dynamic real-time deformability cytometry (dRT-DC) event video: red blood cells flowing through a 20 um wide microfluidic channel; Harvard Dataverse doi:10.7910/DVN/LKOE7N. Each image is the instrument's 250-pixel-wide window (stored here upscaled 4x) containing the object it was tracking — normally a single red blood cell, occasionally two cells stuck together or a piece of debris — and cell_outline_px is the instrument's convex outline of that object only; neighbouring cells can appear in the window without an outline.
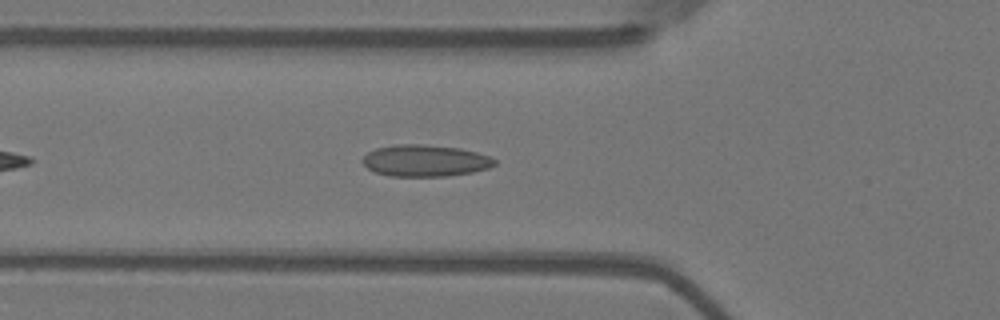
{"species": "Egyptian fruit bat (a non-hibernating species)", "species_latin": "Rousettus aegyptiacus", "temperature_condition": "warm", "stored_images_in_passage": 42, "camera_frame_rate_fps": 3000, "um_per_image_px": 0.085, "animal": {"sex": "female"}, "frame": {"image": 1, "passage_image": 8, "time_ms": 2.333, "image_size_px": [1000, 320], "cell_outline_px": [[496, 164], [488, 168], [472, 172], [448, 176], [388, 176], [376, 172], [368, 168], [360, 160], [368, 152], [376, 148], [396, 144], [420, 144], [460, 148], [476, 152], [488, 156], [496, 160]], "centroid_in_image_um": [36.12, 13.65], "position_along_channel_um": 89.7, "area_um2": 24.33}}
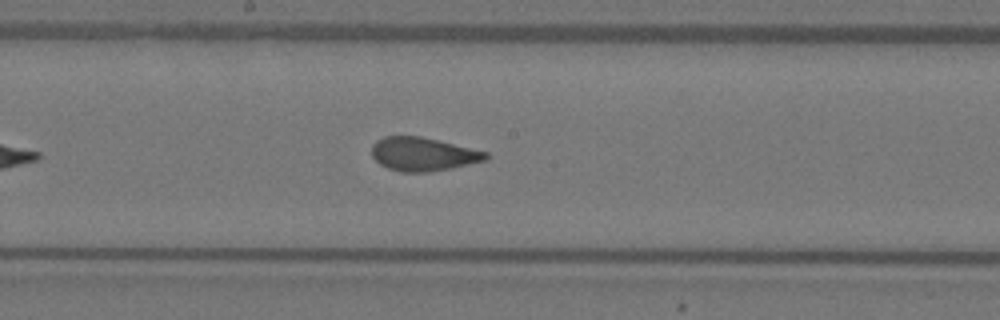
{"frame": {"image": 2, "passage_image": 18, "time_ms": 5.667, "image_size_px": [1000, 320], "cell_outline_px": [[488, 160], [452, 168], [428, 172], [400, 172], [388, 168], [380, 164], [372, 156], [372, 144], [376, 140], [384, 136], [420, 136], [440, 140], [488, 152]], "centroid_in_image_um": [35.97, 13.1], "position_along_channel_um": 212.2, "area_um2": 22.48}}
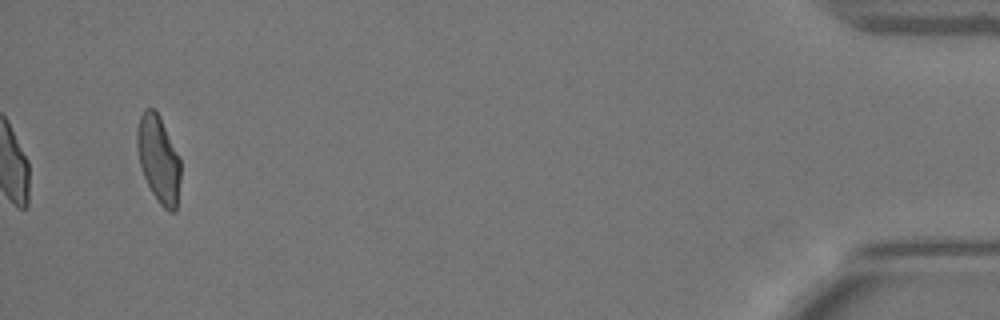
{"frame": {"image": 3, "passage_image": 42, "time_ms": 13.667, "image_size_px": [1000, 320], "cell_outline_px": [[180, 180], [176, 212], [168, 212], [160, 204], [152, 192], [144, 176], [140, 164], [136, 148], [136, 128], [140, 116], [144, 108], [156, 108], [180, 156]], "centroid_in_image_um": [13.48, 13.49], "position_along_channel_um": 421.7, "area_um2": 22.43}, "authors_computed_cell_mechanics": {"area_um2": 22.8599, "velocity_mm_per_s": 3.6585, "shape_relaxation_time_tau1_ms": 8.7394, "shape_relaxation_time_tau2_ms": 0.873, "deformation_change_tau1": 0.2269, "deformation_change_tau2": 0.0792}}